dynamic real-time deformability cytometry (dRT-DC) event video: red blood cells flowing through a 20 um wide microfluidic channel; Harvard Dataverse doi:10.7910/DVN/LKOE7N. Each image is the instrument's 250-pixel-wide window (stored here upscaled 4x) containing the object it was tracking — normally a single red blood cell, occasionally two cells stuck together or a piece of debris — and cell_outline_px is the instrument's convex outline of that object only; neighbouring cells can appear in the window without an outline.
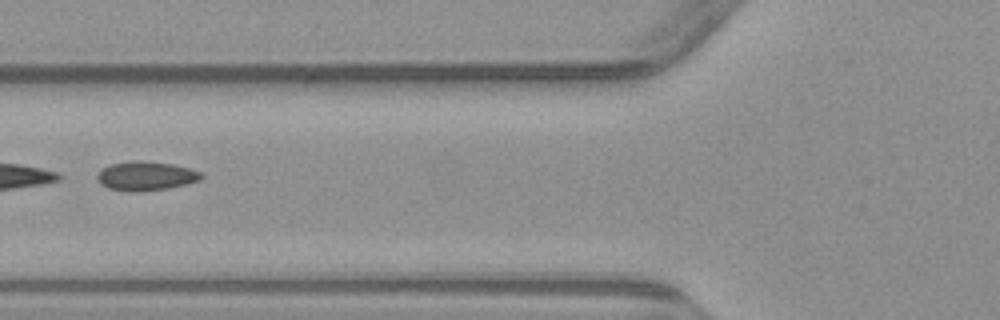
{"species": "common noctule bat (a hibernating species)", "species_latin": "Nyctalus noctula", "temperature_condition": "warm", "stored_images_in_passage": 6, "segment_of_instrument_passage": [2, 2], "camera_frame_rate_fps": 3000, "um_per_image_px": 0.085, "animal": {"sex": "male", "body_mass_g": 23.1, "forearm_length_mm": 52.7}, "frame": {"image": 1, "passage_image": 6, "time_ms": 5.667, "image_size_px": [1000, 320], "cell_outline_px": [[204, 176], [200, 180], [188, 184], [168, 188], [108, 188], [100, 184], [96, 180], [96, 176], [108, 164], [132, 160], [172, 164], [204, 172]], "centroid_in_image_um": [12.45, 14.9], "position_along_channel_um": 113.3, "area_um2": 16.82}}